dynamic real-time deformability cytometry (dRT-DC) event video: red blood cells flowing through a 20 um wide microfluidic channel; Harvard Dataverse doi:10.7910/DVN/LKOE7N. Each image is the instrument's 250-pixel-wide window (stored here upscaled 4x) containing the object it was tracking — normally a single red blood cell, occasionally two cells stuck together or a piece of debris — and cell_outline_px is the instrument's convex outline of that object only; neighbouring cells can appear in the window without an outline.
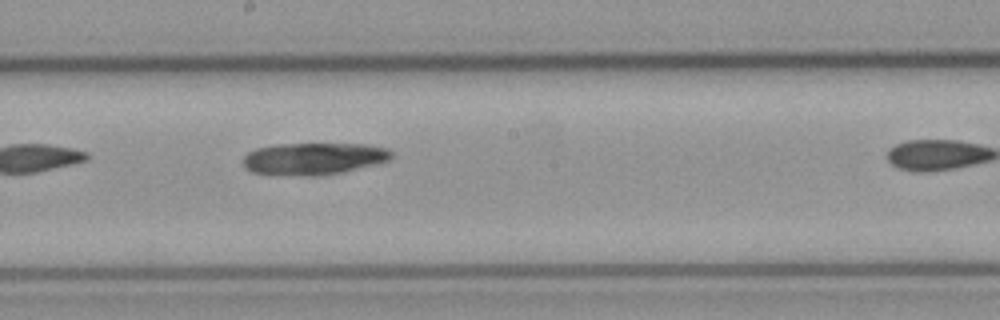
{"species": "common noctule bat (a hibernating species)", "species_latin": "Nyctalus noctula", "temperature_condition": "cold", "stored_images_in_passage": 8, "camera_frame_rate_fps": 3000, "um_per_image_px": 0.085, "animal": {"sex": "male", "body_mass_g": 23.1, "forearm_length_mm": 52.7}, "frame": {"image": 1, "passage_image": 7, "time_ms": 8.0, "image_size_px": [1000, 320], "cell_outline_px": [[396, 156], [388, 160], [344, 172], [316, 176], [304, 176], [252, 172], [244, 164], [244, 156], [248, 152], [256, 148], [276, 144], [368, 144], [388, 148]], "centroid_in_image_um": [26.71, 13.47], "position_along_channel_um": 221.5, "area_um2": 27.63}}